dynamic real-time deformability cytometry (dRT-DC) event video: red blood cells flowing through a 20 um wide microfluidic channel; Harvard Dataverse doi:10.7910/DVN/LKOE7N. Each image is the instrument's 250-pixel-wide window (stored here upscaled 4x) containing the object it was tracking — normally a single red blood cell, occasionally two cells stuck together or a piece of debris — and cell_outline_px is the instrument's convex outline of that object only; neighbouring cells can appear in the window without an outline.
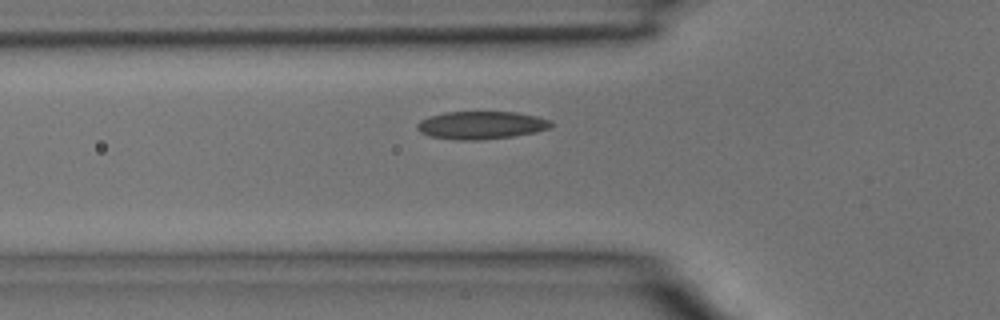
{"species": "common noctule bat (a hibernating species)", "species_latin": "Nyctalus noctula", "temperature_condition": "room temperature", "stored_images_in_passage": 5, "camera_frame_rate_fps": 3000, "um_per_image_px": 0.085, "animal": {"sex": "male", "body_mass_g": 15.6}, "frame": {"image": 1, "passage_image": 5, "time_ms": 1.333, "image_size_px": [1000, 320], "cell_outline_px": [[552, 124], [548, 128], [536, 132], [512, 136], [480, 140], [456, 140], [428, 136], [420, 132], [416, 128], [416, 124], [420, 120], [428, 116], [444, 112], [516, 112], [536, 116], [552, 120]], "centroid_in_image_um": [40.86, 10.64], "position_along_channel_um": 84.9, "area_um2": 21.85}}